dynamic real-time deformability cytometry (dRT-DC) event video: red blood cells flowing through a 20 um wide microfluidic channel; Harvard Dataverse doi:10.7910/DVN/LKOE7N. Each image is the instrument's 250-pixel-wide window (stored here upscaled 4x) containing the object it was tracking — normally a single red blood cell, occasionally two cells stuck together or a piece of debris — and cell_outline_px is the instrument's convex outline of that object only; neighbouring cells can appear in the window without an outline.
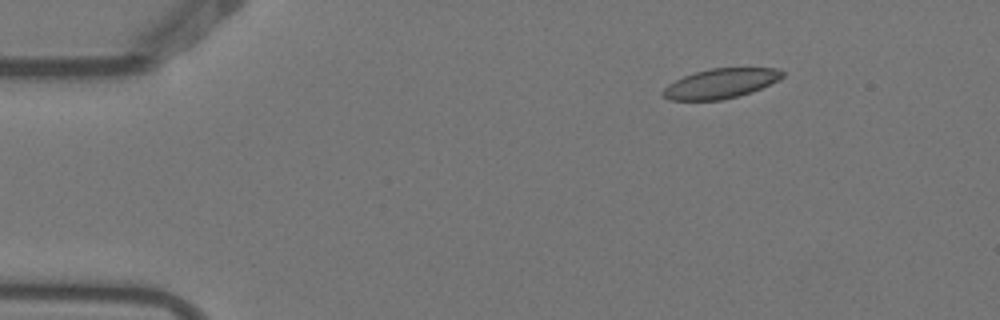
{"species": "Egyptian fruit bat (a non-hibernating species)", "species_latin": "Rousettus aegyptiacus", "temperature_condition": "warm", "stored_images_in_passage": 2, "camera_frame_rate_fps": 3000, "um_per_image_px": 0.085, "animal": {"sex": "female"}, "frame": {"image": 1, "passage_image": 1, "time_ms": 0.0, "image_size_px": [1000, 320], "cell_outline_px": [[784, 76], [780, 80], [752, 92], [720, 100], [668, 100], [660, 92], [668, 84], [684, 76], [696, 72], [712, 68], [776, 68], [784, 72]], "centroid_in_image_um": [61.27, 7.1], "position_along_channel_um": 23.7, "area_um2": 20.63}}